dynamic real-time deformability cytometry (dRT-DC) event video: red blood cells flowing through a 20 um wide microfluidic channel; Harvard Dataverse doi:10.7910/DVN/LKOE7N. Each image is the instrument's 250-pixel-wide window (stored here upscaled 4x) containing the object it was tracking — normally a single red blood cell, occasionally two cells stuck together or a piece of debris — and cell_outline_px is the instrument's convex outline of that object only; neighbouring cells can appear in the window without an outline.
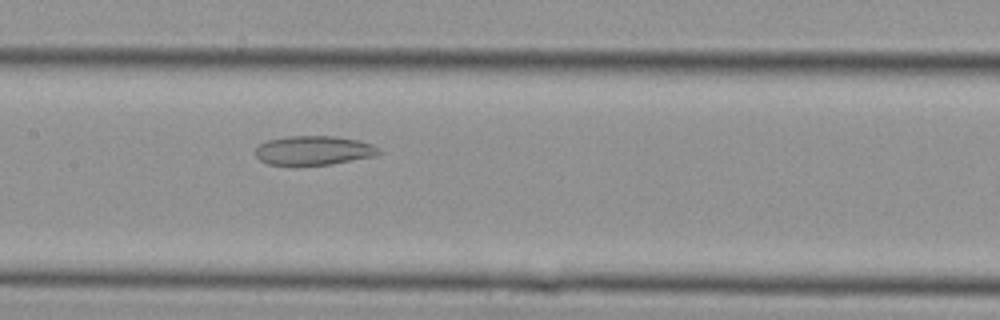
{"species": "Egyptian fruit bat (a non-hibernating species)", "species_latin": "Rousettus aegyptiacus", "temperature_condition": "cold", "stored_images_in_passage": 8, "camera_frame_rate_fps": 3000, "um_per_image_px": 0.085, "animal": {"sex": "female"}, "frame": {"image": 1, "passage_image": 8, "time_ms": 2.333, "image_size_px": [1000, 320], "cell_outline_px": [[380, 152], [376, 156], [332, 164], [268, 164], [260, 160], [256, 156], [256, 148], [260, 144], [268, 140], [288, 136], [336, 136], [356, 140], [372, 144], [380, 148]], "centroid_in_image_um": [26.69, 12.77], "position_along_channel_um": 180.7, "area_um2": 20.75}}